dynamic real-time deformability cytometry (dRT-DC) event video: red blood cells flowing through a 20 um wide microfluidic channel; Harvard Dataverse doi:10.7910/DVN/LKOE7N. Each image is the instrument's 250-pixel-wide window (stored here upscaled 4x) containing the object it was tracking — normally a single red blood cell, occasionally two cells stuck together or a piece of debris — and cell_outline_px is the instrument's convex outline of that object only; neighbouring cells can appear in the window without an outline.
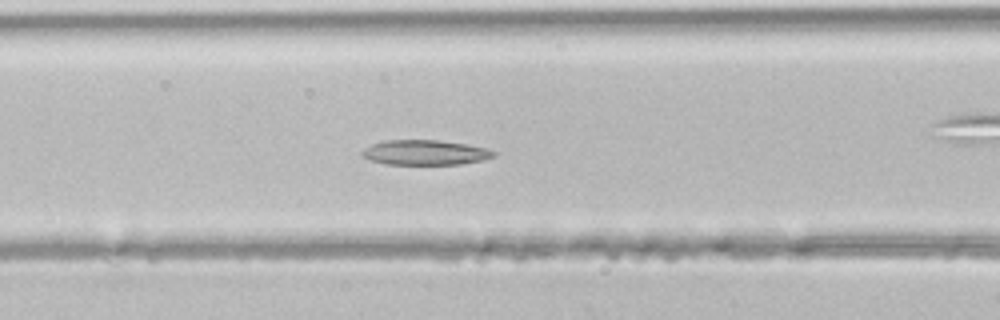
{"species": "common noctule bat (a hibernating species)", "species_latin": "Nyctalus noctula", "temperature_condition": "room temperature", "stored_images_in_passage": 43, "segment_of_instrument_passage": [1, 3], "camera_frame_rate_fps": 3000, "um_per_image_px": 0.085, "animal": {"sex": "male", "body_mass_g": 21.5, "forearm_length_mm": 52.0}, "frame": {"image": 1, "passage_image": 17, "time_ms": 5.333, "image_size_px": [1000, 320], "cell_outline_px": [[496, 156], [484, 160], [460, 164], [388, 164], [372, 160], [364, 156], [360, 152], [364, 148], [372, 144], [384, 140], [436, 140], [464, 144], [488, 148], [496, 152]], "centroid_in_image_um": [36.17, 12.96], "position_along_channel_um": 130.4, "area_um2": 19.02}}
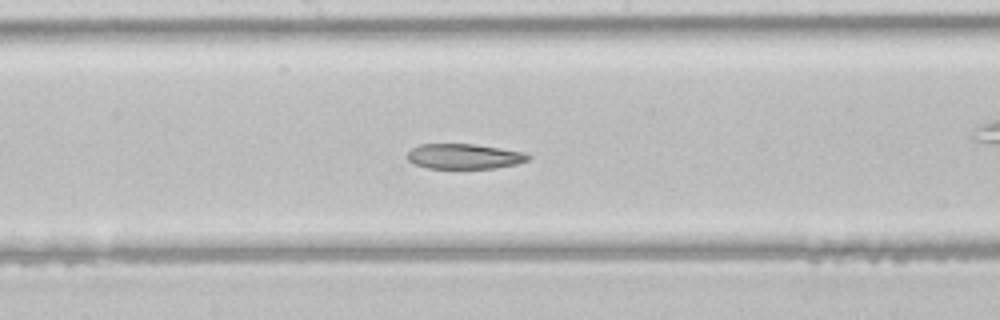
{"frame": {"image": 2, "passage_image": 22, "time_ms": 7.0, "image_size_px": [1000, 320], "cell_outline_px": [[532, 156], [528, 160], [516, 164], [496, 168], [428, 168], [412, 164], [408, 160], [408, 152], [412, 148], [420, 144], [472, 144], [500, 148], [524, 152]], "centroid_in_image_um": [39.45, 13.29], "position_along_channel_um": 208.7, "area_um2": 17.69}}
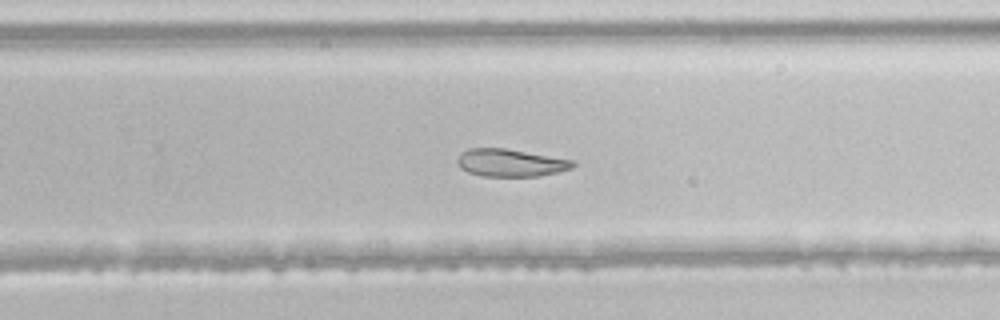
{"frame": {"image": 3, "passage_image": 27, "time_ms": 8.667, "image_size_px": [1000, 320], "cell_outline_px": [[576, 164], [572, 168], [556, 172], [536, 176], [484, 176], [468, 172], [460, 168], [456, 164], [456, 160], [468, 148], [504, 148], [572, 160]], "centroid_in_image_um": [43.36, 13.84], "position_along_channel_um": 286.4, "area_um2": 18.26}}